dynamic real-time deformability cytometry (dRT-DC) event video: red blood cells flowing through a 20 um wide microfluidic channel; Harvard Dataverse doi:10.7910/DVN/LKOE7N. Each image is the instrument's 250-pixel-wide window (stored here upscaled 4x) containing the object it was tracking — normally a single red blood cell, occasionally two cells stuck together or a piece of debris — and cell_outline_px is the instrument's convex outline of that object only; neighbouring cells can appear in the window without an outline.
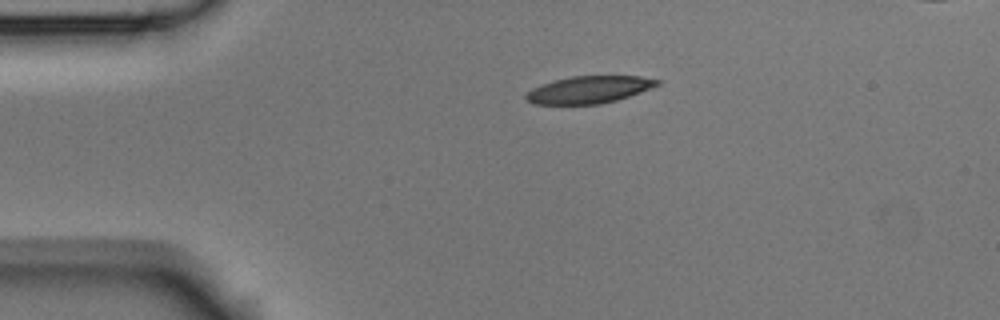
{"species": "Egyptian fruit bat (a non-hibernating species)", "species_latin": "Rousettus aegyptiacus", "temperature_condition": "room temperature", "stored_images_in_passage": 3, "camera_frame_rate_fps": 3000, "um_per_image_px": 0.085, "animal": {"sex": "male"}, "frame": {"image": 1, "passage_image": 1, "time_ms": 0.0, "image_size_px": [1000, 320], "cell_outline_px": [[660, 84], [640, 92], [616, 100], [600, 104], [536, 104], [528, 100], [524, 96], [532, 88], [552, 80], [572, 76], [640, 76], [660, 80]], "centroid_in_image_um": [50.06, 7.61], "position_along_channel_um": 34.9, "area_um2": 20.63}}
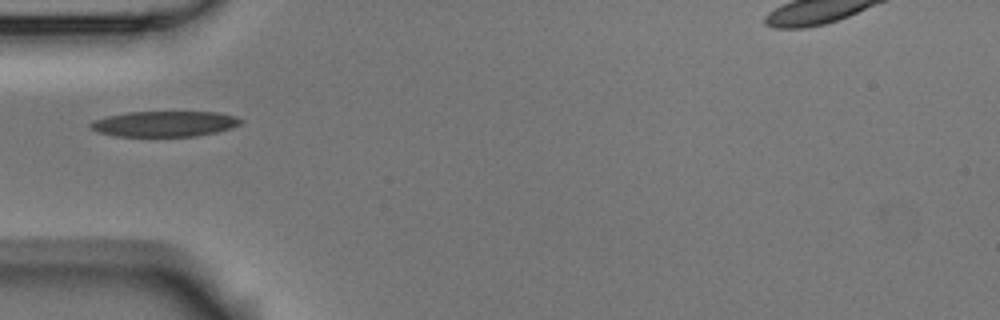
{"frame": {"image": 2, "passage_image": 3, "time_ms": 0.667, "image_size_px": [1000, 320], "cell_outline_px": [[244, 120], [240, 124], [232, 128], [216, 132], [196, 136], [116, 136], [100, 132], [88, 128], [88, 124], [96, 120], [108, 116], [128, 112], [220, 112], [236, 116]], "centroid_in_image_um": [14.03, 10.52], "position_along_channel_um": 71.0, "area_um2": 22.37}}